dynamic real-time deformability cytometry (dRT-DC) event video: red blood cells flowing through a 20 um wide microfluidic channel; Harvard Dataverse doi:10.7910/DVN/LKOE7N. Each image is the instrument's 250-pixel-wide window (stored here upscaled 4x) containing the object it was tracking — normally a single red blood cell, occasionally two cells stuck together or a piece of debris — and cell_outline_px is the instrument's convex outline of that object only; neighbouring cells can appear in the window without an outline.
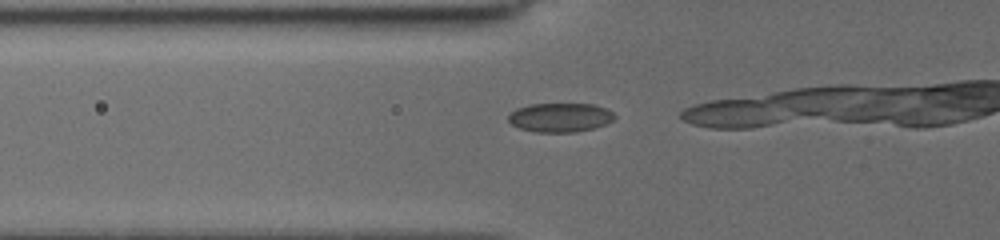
{"species": "common noctule bat (a hibernating species)", "species_latin": "Nyctalus noctula", "temperature_condition": "cold", "stored_images_in_passage": 6, "camera_frame_rate_fps": 3000, "um_per_image_px": 0.085, "animal": {"sex": "female", "body_mass_g": 19.5, "forearm_length_mm": 54.1}, "frame": {"image": 1, "passage_image": 4, "time_ms": 1.0, "image_size_px": [1000, 240], "cell_outline_px": [[616, 116], [612, 120], [604, 124], [592, 128], [576, 132], [536, 132], [520, 128], [512, 124], [508, 120], [508, 116], [516, 108], [528, 104], [592, 104], [604, 108], [612, 112]], "centroid_in_image_um": [47.58, 9.98], "position_along_channel_um": 78.2, "area_um2": 17.8}}